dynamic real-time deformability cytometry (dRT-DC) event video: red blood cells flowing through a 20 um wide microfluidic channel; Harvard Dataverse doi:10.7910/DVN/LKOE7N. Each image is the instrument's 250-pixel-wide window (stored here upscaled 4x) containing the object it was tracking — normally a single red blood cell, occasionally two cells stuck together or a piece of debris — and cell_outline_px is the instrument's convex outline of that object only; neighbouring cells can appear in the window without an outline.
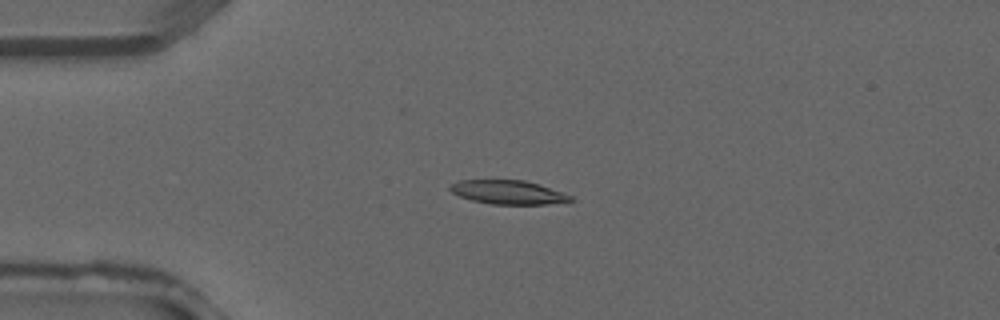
{"species": "common noctule bat (a hibernating species)", "species_latin": "Nyctalus noctula", "temperature_condition": "warm", "stored_images_in_passage": 14, "camera_frame_rate_fps": 3000, "um_per_image_px": 0.085, "animal": {"sex": "male", "forearm_length_mm": 52.5}, "frame": {"image": 1, "passage_image": 10, "time_ms": 3.0, "image_size_px": [1000, 320], "cell_outline_px": [[576, 200], [568, 204], [492, 204], [472, 200], [460, 196], [452, 192], [448, 188], [452, 184], [460, 180], [524, 180], [540, 184], [572, 196]], "centroid_in_image_um": [43.3, 16.35], "position_along_channel_um": 41.7, "area_um2": 16.94}}